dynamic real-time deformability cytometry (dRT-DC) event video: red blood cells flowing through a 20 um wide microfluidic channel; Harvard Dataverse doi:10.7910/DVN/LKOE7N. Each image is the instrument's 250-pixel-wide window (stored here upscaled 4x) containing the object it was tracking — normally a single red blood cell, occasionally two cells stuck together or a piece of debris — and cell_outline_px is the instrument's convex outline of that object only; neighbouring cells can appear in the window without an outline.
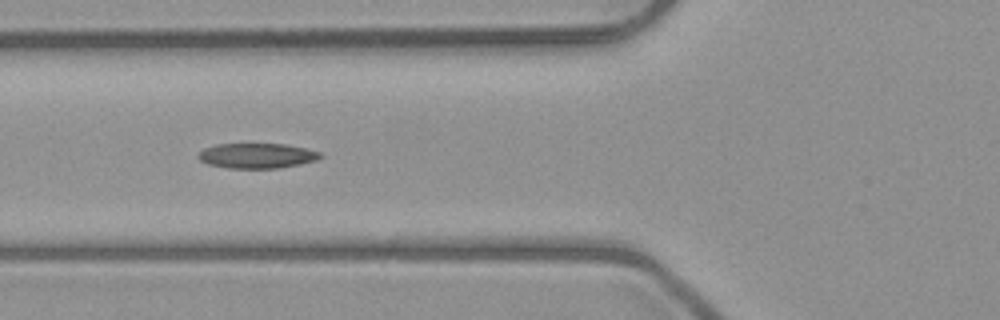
{"species": "common noctule bat (a hibernating species)", "species_latin": "Nyctalus noctula", "temperature_condition": "room temperature", "stored_images_in_passage": 7, "camera_frame_rate_fps": 3000, "um_per_image_px": 0.085, "animal": {"sex": "male", "body_mass_g": 23.1, "forearm_length_mm": 52.7}, "frame": {"image": 1, "passage_image": 4, "time_ms": 3.333, "image_size_px": [1000, 320], "cell_outline_px": [[324, 156], [316, 160], [300, 164], [280, 168], [228, 168], [208, 164], [200, 160], [196, 156], [204, 148], [216, 144], [284, 144], [304, 148], [320, 152]], "centroid_in_image_um": [21.83, 13.24], "position_along_channel_um": 104.0, "area_um2": 17.8}}
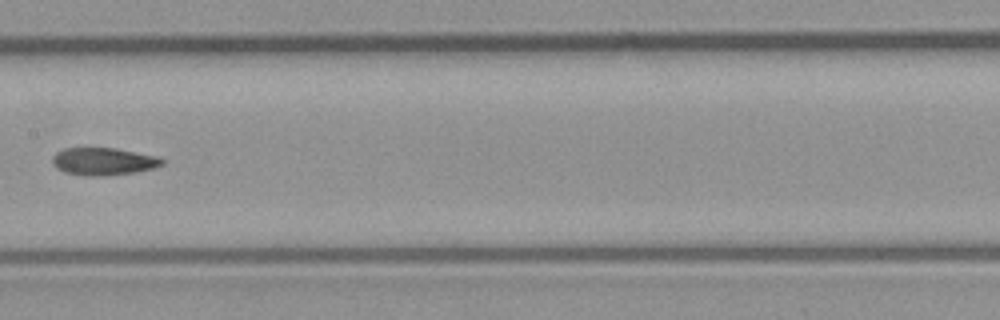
{"frame": {"image": 2, "passage_image": 6, "time_ms": 5.667, "image_size_px": [1000, 320], "cell_outline_px": [[164, 164], [152, 168], [136, 172], [100, 176], [84, 176], [64, 172], [56, 168], [52, 164], [52, 156], [56, 152], [64, 148], [116, 148], [160, 156], [164, 160]], "centroid_in_image_um": [8.79, 13.71], "position_along_channel_um": 198.6, "area_um2": 17.8}}
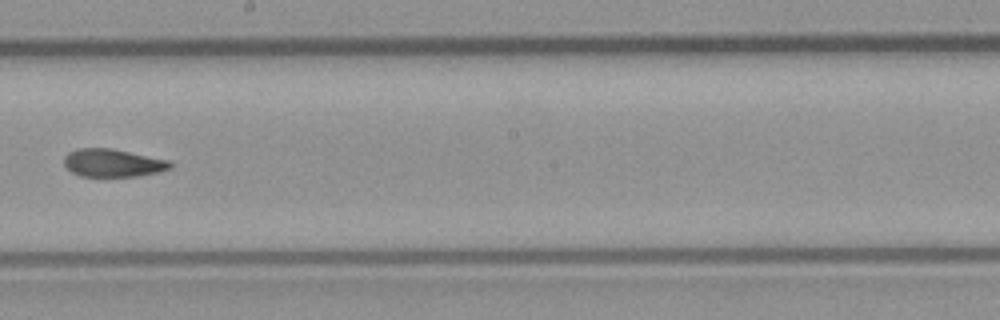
{"frame": {"image": 3, "passage_image": 7, "time_ms": 6.667, "image_size_px": [1000, 320], "cell_outline_px": [[172, 168], [160, 172], [140, 176], [80, 176], [72, 172], [64, 164], [64, 156], [68, 152], [76, 148], [112, 148], [172, 160]], "centroid_in_image_um": [9.64, 13.84], "position_along_channel_um": 238.6, "area_um2": 17.57}}